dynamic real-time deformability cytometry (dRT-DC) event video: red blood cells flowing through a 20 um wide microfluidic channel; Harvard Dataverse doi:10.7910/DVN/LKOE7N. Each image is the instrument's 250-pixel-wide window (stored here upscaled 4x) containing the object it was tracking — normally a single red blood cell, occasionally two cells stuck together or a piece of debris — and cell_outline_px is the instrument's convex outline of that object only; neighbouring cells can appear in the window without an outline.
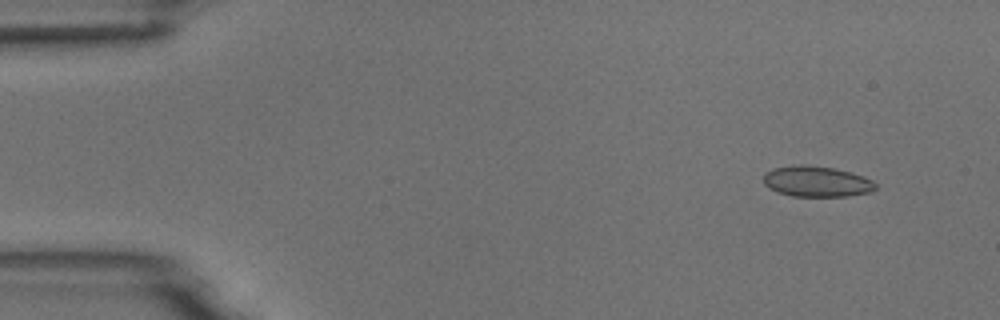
{"species": "common noctule bat (a hibernating species)", "species_latin": "Nyctalus noctula", "temperature_condition": "room temperature", "stored_images_in_passage": 5, "camera_frame_rate_fps": 3000, "um_per_image_px": 0.085, "animal": {"sex": "male", "body_mass_g": 18.8}, "frame": {"image": 1, "passage_image": 2, "time_ms": 1.0, "image_size_px": [1000, 320], "cell_outline_px": [[876, 188], [872, 192], [848, 196], [792, 196], [776, 192], [768, 188], [764, 184], [764, 172], [772, 168], [800, 164], [804, 164], [832, 168], [864, 176], [872, 180], [876, 184]], "centroid_in_image_um": [69.39, 15.43], "position_along_channel_um": 15.6, "area_um2": 20.17}}
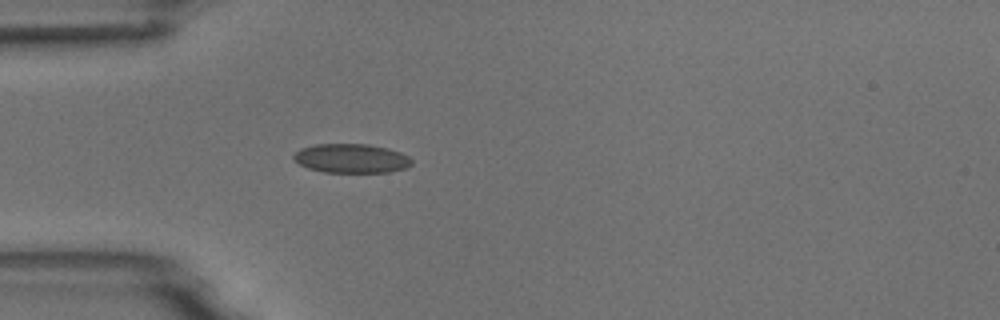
{"frame": {"image": 2, "passage_image": 5, "time_ms": 4.667, "image_size_px": [1000, 320], "cell_outline_px": [[412, 164], [408, 168], [388, 172], [324, 172], [308, 168], [292, 160], [292, 156], [300, 148], [316, 144], [368, 144], [388, 148], [400, 152], [408, 156], [412, 160]], "centroid_in_image_um": [29.86, 13.46], "position_along_channel_um": 55.1, "area_um2": 20.17}}